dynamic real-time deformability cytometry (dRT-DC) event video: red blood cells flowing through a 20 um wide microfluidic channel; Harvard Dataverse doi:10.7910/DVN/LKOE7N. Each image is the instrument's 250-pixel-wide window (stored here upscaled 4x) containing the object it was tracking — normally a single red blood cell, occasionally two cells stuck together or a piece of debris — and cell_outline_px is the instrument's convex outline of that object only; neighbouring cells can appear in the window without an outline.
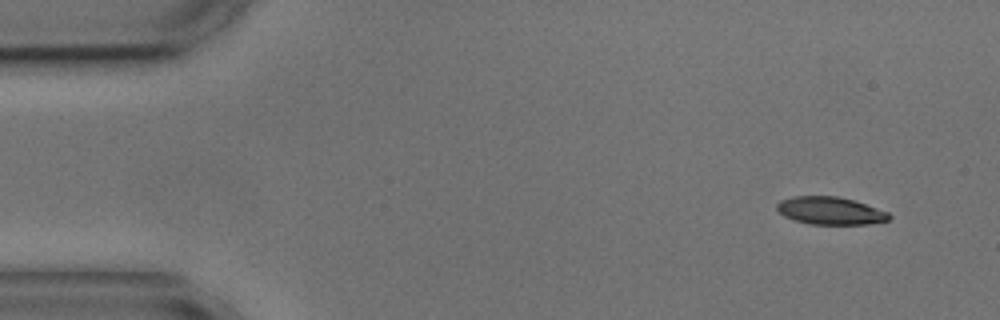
{"species": "common noctule bat (a hibernating species)", "species_latin": "Nyctalus noctula", "temperature_condition": "cold", "stored_images_in_passage": 4, "camera_frame_rate_fps": 3000, "um_per_image_px": 0.085, "animal": {"sex": "male", "body_mass_g": 17.9, "forearm_length_mm": 54.2}, "frame": {"image": 1, "passage_image": 1, "time_ms": 0.0, "image_size_px": [1000, 320], "cell_outline_px": [[892, 216], [888, 220], [868, 224], [808, 224], [784, 216], [776, 208], [776, 204], [780, 200], [792, 196], [836, 196], [852, 200], [888, 212]], "centroid_in_image_um": [70.54, 17.91], "position_along_channel_um": 14.5, "area_um2": 17.92}}
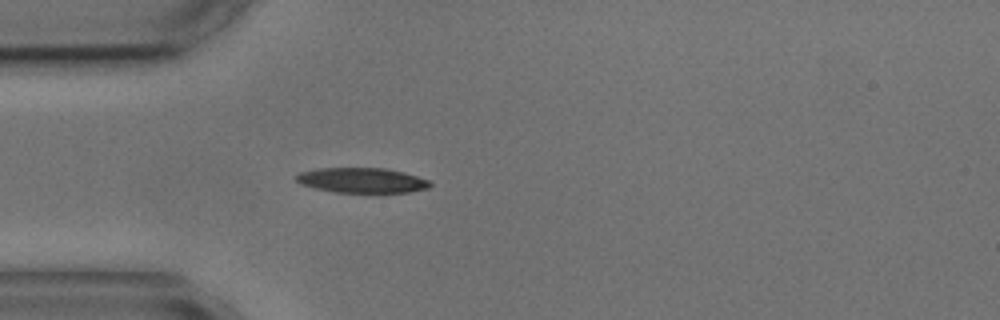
{"frame": {"image": 2, "passage_image": 4, "time_ms": 3.667, "image_size_px": [1000, 320], "cell_outline_px": [[432, 184], [428, 188], [408, 192], [336, 192], [316, 188], [300, 184], [296, 180], [296, 176], [300, 172], [316, 168], [388, 168], [404, 172], [428, 180]], "centroid_in_image_um": [30.76, 15.31], "position_along_channel_um": 54.2, "area_um2": 19.42}}